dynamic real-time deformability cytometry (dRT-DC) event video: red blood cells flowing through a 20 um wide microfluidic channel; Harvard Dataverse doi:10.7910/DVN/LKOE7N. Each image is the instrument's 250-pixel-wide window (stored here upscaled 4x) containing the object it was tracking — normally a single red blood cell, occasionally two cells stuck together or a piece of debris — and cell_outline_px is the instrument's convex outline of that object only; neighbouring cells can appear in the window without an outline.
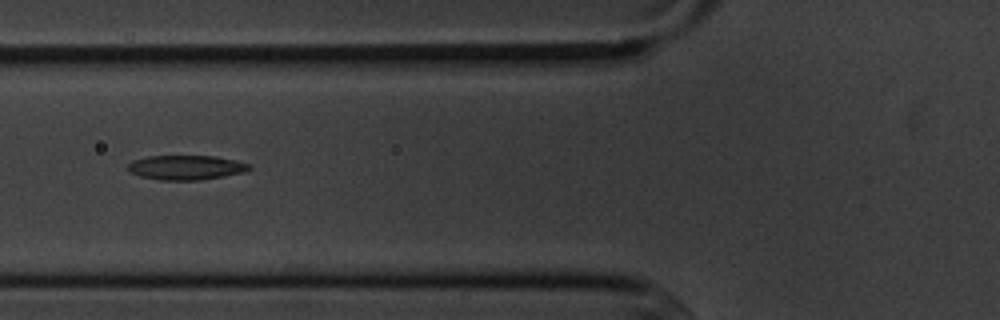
{"species": "common noctule bat (a hibernating species)", "species_latin": "Nyctalus noctula", "temperature_condition": "cold", "stored_images_in_passage": 9, "camera_frame_rate_fps": 3000, "um_per_image_px": 0.085, "animal": {"sex": "male", "body_mass_g": 20.1, "forearm_length_mm": 53.5}, "frame": {"image": 1, "passage_image": 6, "time_ms": 6.0, "image_size_px": [1000, 320], "cell_outline_px": [[252, 168], [248, 172], [200, 180], [160, 180], [140, 176], [132, 172], [128, 168], [128, 164], [132, 160], [148, 156], [216, 156], [236, 160], [252, 164]], "centroid_in_image_um": [15.89, 14.23], "position_along_channel_um": 109.9, "area_um2": 17.51}}
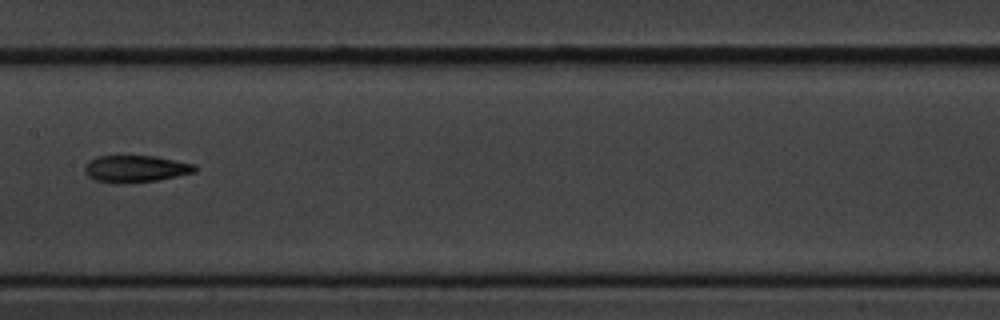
{"frame": {"image": 2, "passage_image": 8, "time_ms": 8.333, "image_size_px": [1000, 320], "cell_outline_px": [[196, 172], [156, 180], [96, 180], [88, 176], [84, 172], [84, 168], [88, 160], [96, 156], [120, 152], [156, 156], [196, 164]], "centroid_in_image_um": [11.51, 14.22], "position_along_channel_um": 195.9, "area_um2": 17.34}}
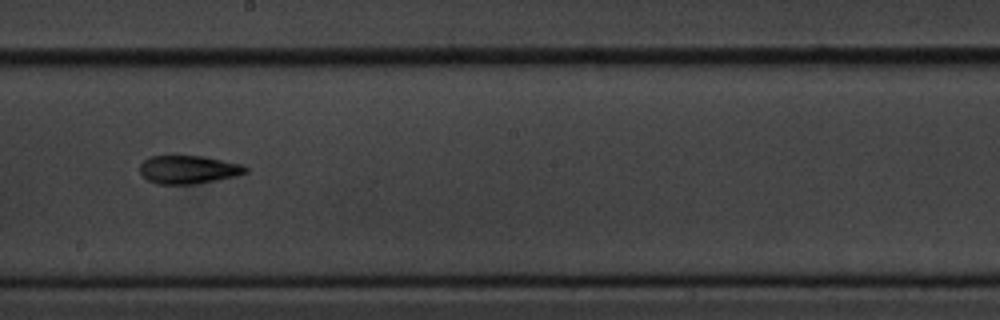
{"frame": {"image": 3, "passage_image": 9, "time_ms": 9.333, "image_size_px": [1000, 320], "cell_outline_px": [[248, 172], [236, 176], [196, 184], [156, 184], [148, 180], [140, 172], [140, 164], [144, 160], [152, 156], [200, 156], [244, 164], [248, 168]], "centroid_in_image_um": [16.04, 14.42], "position_along_channel_um": 232.2, "area_um2": 17.4}}